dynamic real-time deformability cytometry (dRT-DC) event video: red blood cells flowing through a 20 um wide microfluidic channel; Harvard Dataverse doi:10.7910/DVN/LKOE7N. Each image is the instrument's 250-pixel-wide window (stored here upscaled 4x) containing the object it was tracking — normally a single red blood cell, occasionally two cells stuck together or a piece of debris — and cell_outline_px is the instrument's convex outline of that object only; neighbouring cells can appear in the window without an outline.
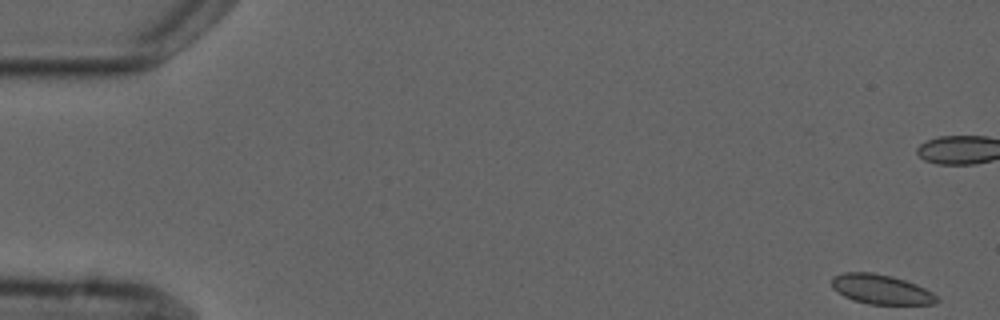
{"species": "common noctule bat (a hibernating species)", "species_latin": "Nyctalus noctula", "temperature_condition": "cold", "stored_images_in_passage": 7, "camera_frame_rate_fps": 3000, "um_per_image_px": 0.085, "animal": {"sex": "male", "forearm_length_mm": 52.5}, "frame": {"image": 1, "passage_image": 1, "time_ms": 0.0, "image_size_px": [1000, 320], "cell_outline_px": [[940, 300], [932, 304], [868, 304], [852, 300], [836, 292], [832, 288], [832, 276], [844, 272], [872, 272], [892, 276], [916, 284], [932, 292]], "centroid_in_image_um": [74.85, 24.59], "position_along_channel_um": 10.1, "area_um2": 18.21}}
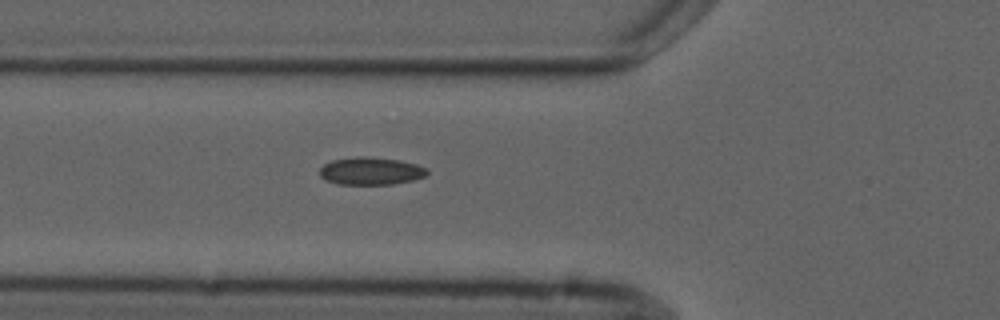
{"frame": {"image": 2, "passage_image": 7, "time_ms": 7.0, "image_size_px": [1000, 320], "cell_outline_px": [[428, 172], [424, 176], [412, 180], [392, 184], [336, 184], [324, 180], [320, 176], [320, 168], [324, 164], [332, 160], [356, 156], [364, 156], [400, 160], [416, 164], [428, 168]], "centroid_in_image_um": [31.49, 14.53], "position_along_channel_um": 94.3, "area_um2": 17.34}}